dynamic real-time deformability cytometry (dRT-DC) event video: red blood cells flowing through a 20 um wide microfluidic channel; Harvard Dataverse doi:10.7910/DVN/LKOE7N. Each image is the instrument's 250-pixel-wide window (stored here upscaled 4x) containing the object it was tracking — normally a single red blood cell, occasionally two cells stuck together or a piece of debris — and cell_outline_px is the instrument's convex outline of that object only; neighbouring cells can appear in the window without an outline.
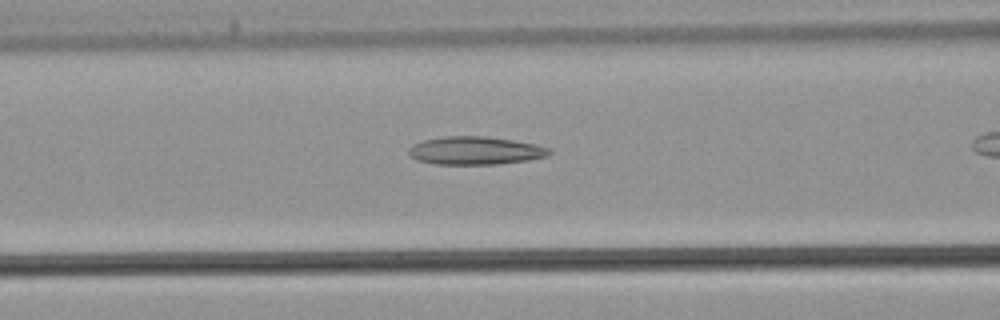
{"species": "common noctule bat (a hibernating species)", "species_latin": "Nyctalus noctula", "temperature_condition": "warm", "stored_images_in_passage": 20, "camera_frame_rate_fps": 3000, "um_per_image_px": 0.085, "animal": {"sex": "male", "body_mass_g": 21.5, "forearm_length_mm": 52.0}, "frame": {"image": 1, "passage_image": 9, "time_ms": 2.667, "image_size_px": [1000, 320], "cell_outline_px": [[552, 152], [548, 156], [528, 160], [500, 164], [436, 164], [416, 160], [408, 156], [408, 148], [412, 144], [424, 140], [444, 136], [484, 136], [512, 140], [536, 144], [552, 148]], "centroid_in_image_um": [40.4, 12.8], "position_along_channel_um": 126.2, "area_um2": 23.24}}
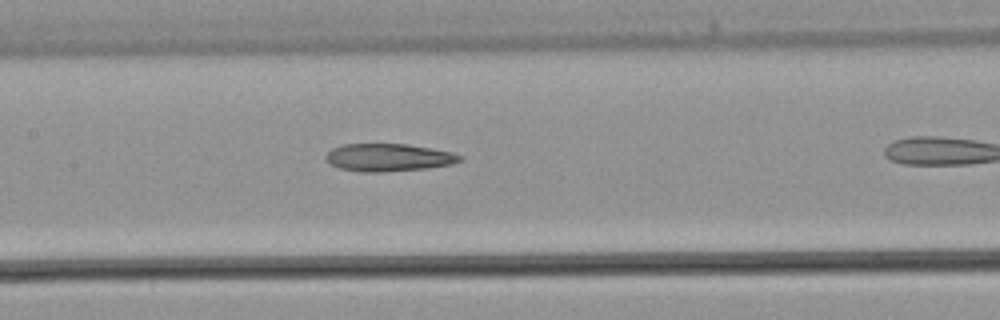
{"frame": {"image": 2, "passage_image": 12, "time_ms": 3.667, "image_size_px": [1000, 320], "cell_outline_px": [[464, 160], [452, 164], [428, 168], [380, 172], [360, 172], [340, 168], [328, 164], [324, 156], [332, 148], [344, 144], [408, 144], [432, 148], [452, 152], [464, 156]], "centroid_in_image_um": [33.04, 13.38], "position_along_channel_um": 174.4, "area_um2": 21.85}}